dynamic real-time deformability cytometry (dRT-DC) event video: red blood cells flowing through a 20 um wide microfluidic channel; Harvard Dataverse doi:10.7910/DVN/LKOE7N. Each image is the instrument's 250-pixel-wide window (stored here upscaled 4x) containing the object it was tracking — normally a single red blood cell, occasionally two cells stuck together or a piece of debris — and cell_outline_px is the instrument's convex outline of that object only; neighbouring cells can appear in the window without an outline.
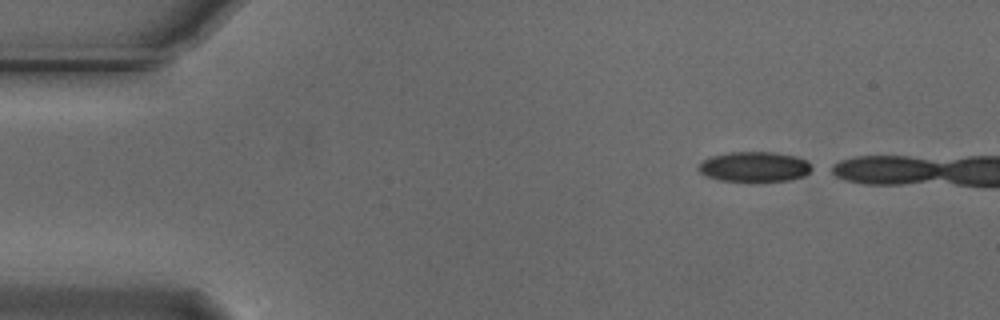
{"species": "Egyptian fruit bat (a non-hibernating species)", "species_latin": "Rousettus aegyptiacus", "temperature_condition": "cold", "stored_images_in_passage": 7, "camera_frame_rate_fps": 3000, "um_per_image_px": 0.085, "animal": {"sex": "male"}, "frame": {"image": 1, "passage_image": 1, "time_ms": 0.0, "image_size_px": [1000, 320], "cell_outline_px": [[816, 168], [804, 176], [788, 180], [752, 184], [748, 184], [716, 180], [700, 172], [696, 168], [704, 160], [712, 156], [728, 152], [772, 152], [796, 156], [804, 160]], "centroid_in_image_um": [64.13, 14.22], "position_along_channel_um": 20.9, "area_um2": 20.69}}